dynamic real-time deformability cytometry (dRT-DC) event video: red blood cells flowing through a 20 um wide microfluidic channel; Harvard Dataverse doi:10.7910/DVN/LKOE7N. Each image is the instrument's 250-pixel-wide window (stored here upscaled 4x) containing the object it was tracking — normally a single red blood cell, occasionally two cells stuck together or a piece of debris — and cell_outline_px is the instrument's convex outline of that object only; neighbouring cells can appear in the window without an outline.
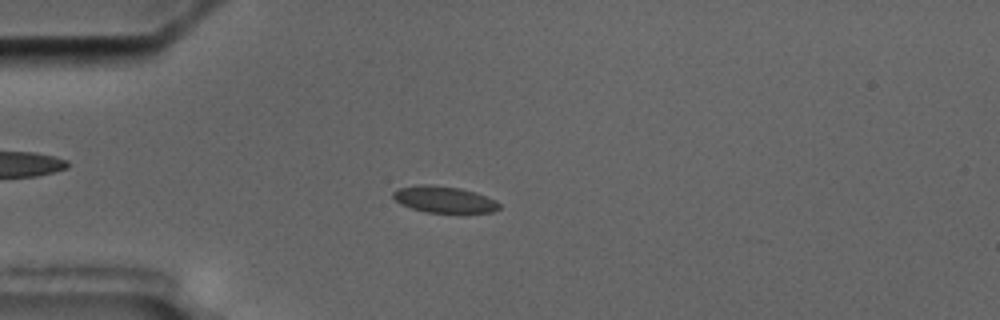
{"species": "common noctule bat (a hibernating species)", "species_latin": "Nyctalus noctula", "temperature_condition": "cold", "stored_images_in_passage": 5, "camera_frame_rate_fps": 3000, "um_per_image_px": 0.085, "animal": {"sex": "male", "body_mass_g": 17.5, "forearm_length_mm": 52.3}, "frame": {"image": 1, "passage_image": 4, "time_ms": 3.333, "image_size_px": [1000, 320], "cell_outline_px": [[500, 208], [492, 212], [424, 212], [400, 204], [392, 196], [392, 192], [400, 188], [420, 184], [428, 184], [460, 188], [476, 192], [496, 200], [500, 204]], "centroid_in_image_um": [37.75, 16.95], "position_along_channel_um": 47.3, "area_um2": 16.3}}